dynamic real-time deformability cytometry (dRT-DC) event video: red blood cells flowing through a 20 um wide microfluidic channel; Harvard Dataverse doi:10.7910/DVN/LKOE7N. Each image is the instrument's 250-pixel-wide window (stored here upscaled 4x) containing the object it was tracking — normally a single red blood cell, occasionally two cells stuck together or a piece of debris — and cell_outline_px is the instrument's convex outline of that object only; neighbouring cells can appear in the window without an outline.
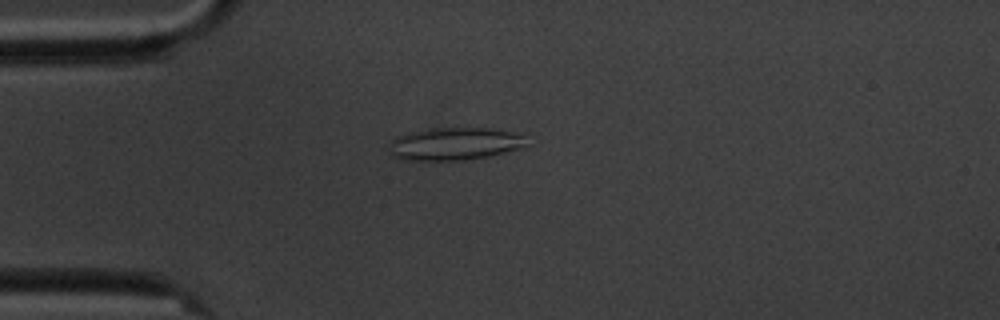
{"species": "common noctule bat (a hibernating species)", "species_latin": "Nyctalus noctula", "temperature_condition": "cold", "stored_images_in_passage": 7, "camera_frame_rate_fps": 3000, "um_per_image_px": 0.085, "animal": {"sex": "male", "body_mass_g": 20.1, "forearm_length_mm": 53.5}, "frame": {"image": 1, "passage_image": 4, "time_ms": 3.333, "image_size_px": [1000, 320], "cell_outline_px": [[528, 144], [520, 148], [488, 156], [464, 160], [400, 160], [392, 156], [392, 140], [396, 136], [428, 128], [488, 128], [528, 132]], "centroid_in_image_um": [38.78, 12.2], "position_along_channel_um": 46.2, "area_um2": 26.53}}
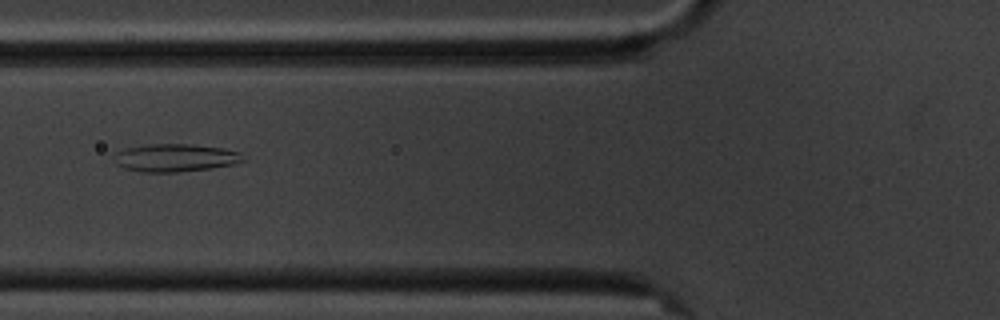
{"frame": {"image": 2, "passage_image": 6, "time_ms": 5.667, "image_size_px": [1000, 320], "cell_outline_px": [[248, 160], [232, 164], [212, 168], [176, 172], [140, 172], [124, 168], [116, 164], [116, 152], [128, 148], [148, 144], [192, 144], [224, 148], [240, 152]], "centroid_in_image_um": [14.96, 13.41], "position_along_channel_um": 110.8, "area_um2": 20.92}}